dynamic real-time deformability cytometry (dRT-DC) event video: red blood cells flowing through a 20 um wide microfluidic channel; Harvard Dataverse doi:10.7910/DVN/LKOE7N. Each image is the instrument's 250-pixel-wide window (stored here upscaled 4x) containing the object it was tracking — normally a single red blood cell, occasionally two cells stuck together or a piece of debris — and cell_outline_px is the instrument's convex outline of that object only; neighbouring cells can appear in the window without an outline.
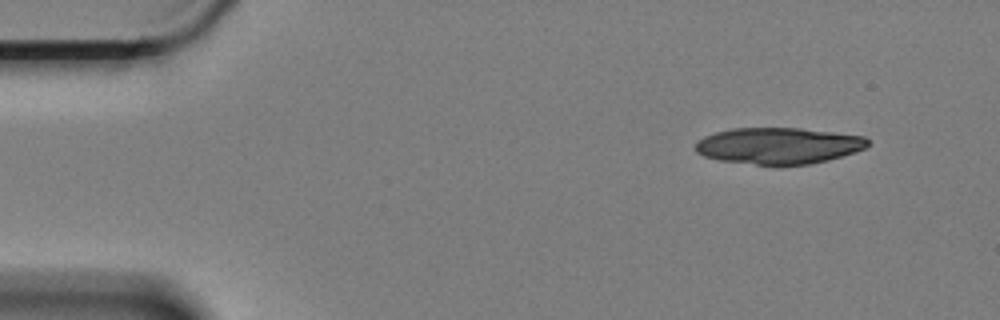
{"species": "Egyptian fruit bat (a non-hibernating species)", "species_latin": "Rousettus aegyptiacus", "temperature_condition": "cold", "stored_images_in_passage": 5, "camera_frame_rate_fps": 3000, "um_per_image_px": 0.085, "animal": {"sex": "female"}, "frame": {"image": 1, "passage_image": 1, "time_ms": 0.0, "image_size_px": [1000, 320], "cell_outline_px": [[868, 144], [864, 148], [828, 160], [808, 164], [756, 164], [720, 160], [704, 156], [696, 152], [696, 144], [704, 136], [716, 132], [732, 128], [800, 128], [864, 136], [868, 140]], "centroid_in_image_um": [66.15, 12.37], "position_along_channel_um": 18.9, "area_um2": 35.95}}
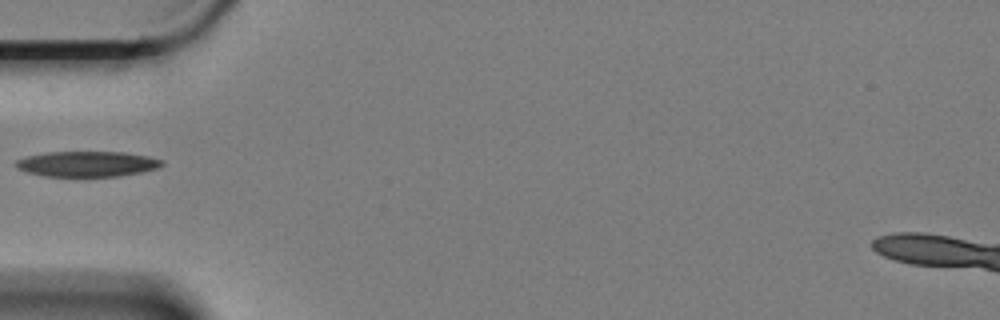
{"frame": {"image": 2, "passage_image": 5, "time_ms": 1.333, "image_size_px": [1000, 320], "cell_outline_px": [[164, 164], [156, 168], [140, 172], [120, 176], [44, 176], [28, 172], [16, 168], [16, 160], [28, 156], [48, 152], [124, 152], [148, 156], [164, 160]], "centroid_in_image_um": [7.42, 13.93], "position_along_channel_um": 77.6, "area_um2": 21.5}}